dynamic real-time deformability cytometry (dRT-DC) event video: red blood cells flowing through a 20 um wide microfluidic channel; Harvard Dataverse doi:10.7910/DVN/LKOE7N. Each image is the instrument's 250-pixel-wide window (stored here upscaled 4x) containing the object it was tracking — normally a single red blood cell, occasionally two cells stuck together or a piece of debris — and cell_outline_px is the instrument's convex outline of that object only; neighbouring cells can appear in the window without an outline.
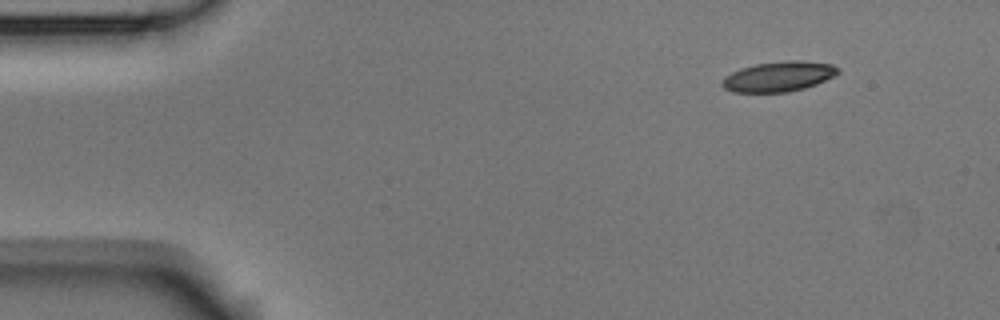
{"species": "Egyptian fruit bat (a non-hibernating species)", "species_latin": "Rousettus aegyptiacus", "temperature_condition": "room temperature", "stored_images_in_passage": 3, "segment_of_instrument_passage": [2, 2], "camera_frame_rate_fps": 3000, "um_per_image_px": 0.085, "animal": {"sex": "male"}, "frame": {"image": 1, "passage_image": 3, "time_ms": 0.667, "image_size_px": [1000, 320], "cell_outline_px": [[840, 72], [816, 84], [804, 88], [788, 92], [732, 92], [724, 88], [720, 84], [724, 76], [740, 68], [756, 64], [788, 60], [800, 60], [832, 64], [840, 68]], "centroid_in_image_um": [66.16, 6.5], "position_along_channel_um": 18.8, "area_um2": 20.35}}